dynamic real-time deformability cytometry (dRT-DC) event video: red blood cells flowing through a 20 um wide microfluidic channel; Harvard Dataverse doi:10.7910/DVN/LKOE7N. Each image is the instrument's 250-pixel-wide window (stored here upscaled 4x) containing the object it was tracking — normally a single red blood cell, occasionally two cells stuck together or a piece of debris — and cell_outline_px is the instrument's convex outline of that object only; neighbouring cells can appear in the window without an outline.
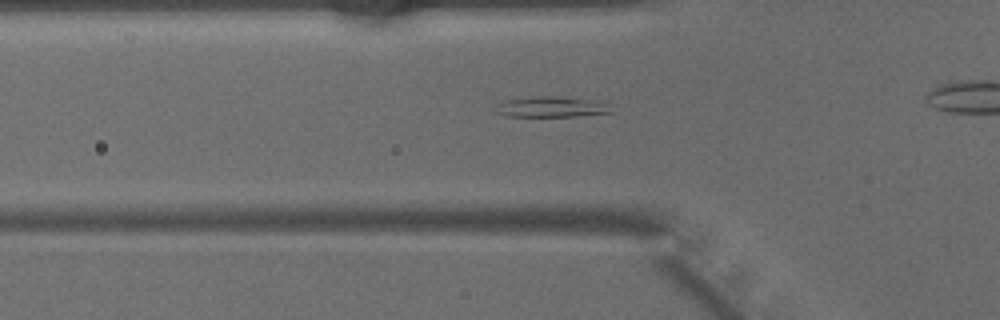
{"species": "common noctule bat (a hibernating species)", "species_latin": "Nyctalus noctula", "temperature_condition": "warm", "stored_images_in_passage": 27, "camera_frame_rate_fps": 3000, "um_per_image_px": 0.085, "animal": {"sex": "male", "body_mass_g": 15.6}, "frame": {"image": 1, "passage_image": 5, "time_ms": 1.333, "image_size_px": [1000, 320], "cell_outline_px": [[612, 112], [580, 116], [508, 116], [496, 112], [496, 104], [508, 100], [536, 96], [552, 96], [592, 100], [604, 104]], "centroid_in_image_um": [46.8, 9.09], "position_along_channel_um": 79.0, "area_um2": 13.41}}
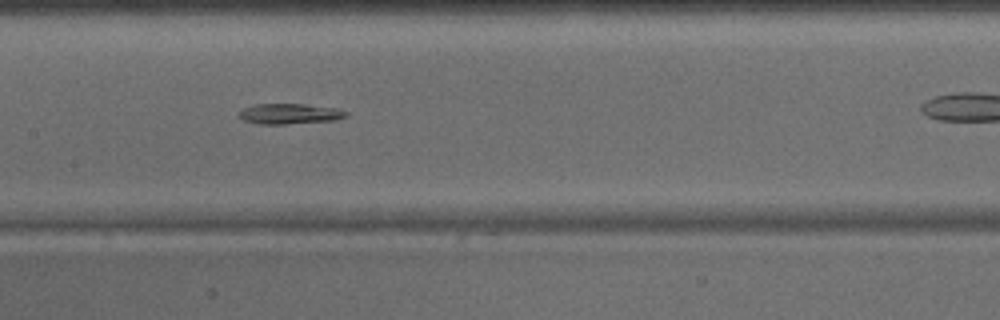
{"frame": {"image": 2, "passage_image": 12, "time_ms": 3.667, "image_size_px": [1000, 320], "cell_outline_px": [[348, 116], [336, 120], [284, 124], [260, 124], [244, 120], [236, 116], [244, 108], [256, 104], [304, 104], [336, 108], [348, 112]], "centroid_in_image_um": [24.63, 9.67], "position_along_channel_um": 182.8, "area_um2": 12.72}}
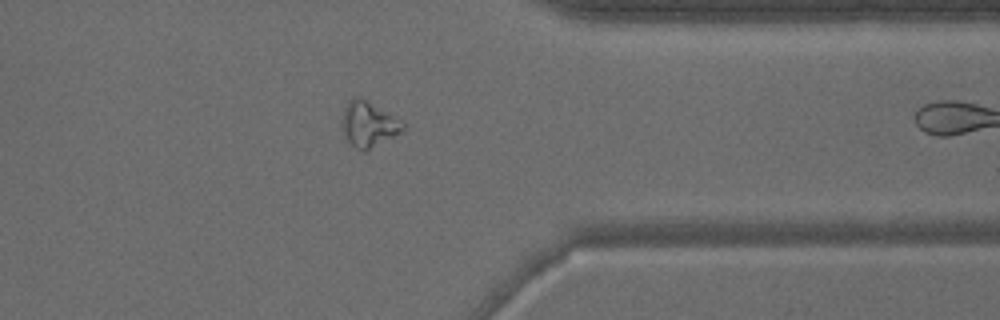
{"frame": {"image": 3, "passage_image": 26, "time_ms": 8.333, "image_size_px": [1000, 320], "cell_outline_px": [[404, 132], [364, 152], [360, 152], [344, 136], [340, 120], [344, 108], [348, 100], [352, 96], [356, 96], [364, 100], [400, 120], [404, 124]], "centroid_in_image_um": [31.29, 10.59], "position_along_channel_um": 380.1, "area_um2": 16.07}}